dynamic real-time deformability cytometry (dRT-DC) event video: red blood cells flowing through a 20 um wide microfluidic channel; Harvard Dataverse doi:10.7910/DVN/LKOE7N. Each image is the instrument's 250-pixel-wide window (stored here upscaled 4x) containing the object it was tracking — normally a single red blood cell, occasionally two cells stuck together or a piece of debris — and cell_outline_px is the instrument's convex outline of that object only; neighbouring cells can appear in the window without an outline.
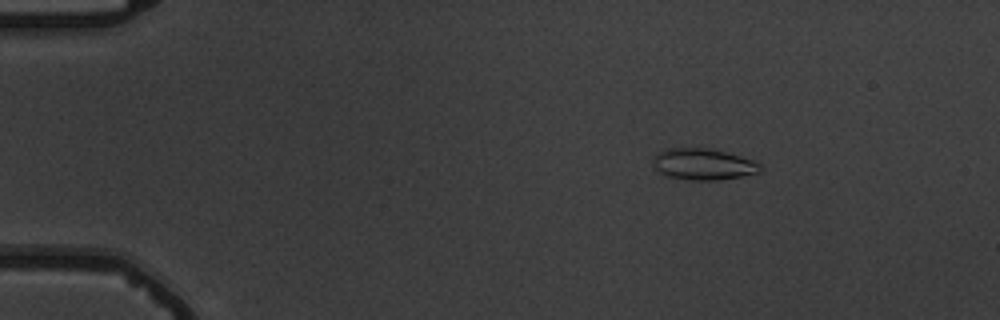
{"species": "common noctule bat (a hibernating species)", "species_latin": "Nyctalus noctula", "temperature_condition": "warm", "stored_images_in_passage": 5, "camera_frame_rate_fps": 3000, "um_per_image_px": 0.085, "animal": {"sex": "male", "body_mass_g": 19.5, "forearm_length_mm": 54.6}, "frame": {"image": 1, "passage_image": 3, "time_ms": 2.333, "image_size_px": [1000, 320], "cell_outline_px": [[764, 168], [760, 172], [744, 176], [716, 180], [692, 180], [664, 176], [656, 168], [652, 160], [656, 152], [664, 148], [708, 148], [728, 152], [756, 160]], "centroid_in_image_um": [59.8, 13.95], "position_along_channel_um": 25.2, "area_um2": 20.0}}
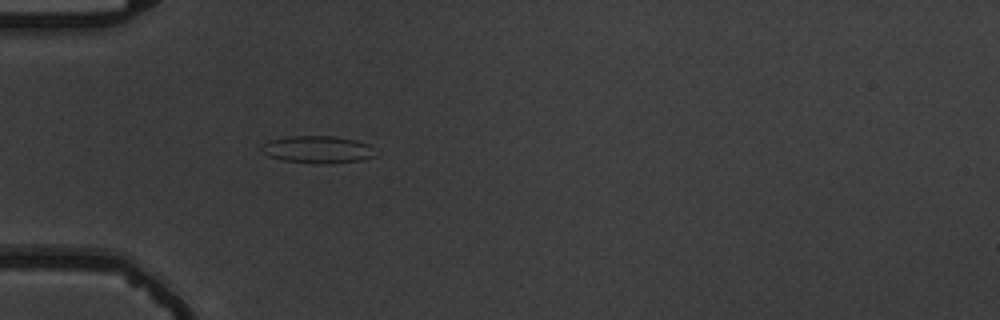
{"frame": {"image": 2, "passage_image": 5, "time_ms": 5.333, "image_size_px": [1000, 320], "cell_outline_px": [[376, 156], [364, 160], [324, 164], [320, 164], [280, 160], [268, 156], [260, 148], [260, 144], [268, 140], [288, 136], [332, 136], [356, 140], [368, 144]], "centroid_in_image_um": [26.95, 12.71], "position_along_channel_um": 58.1, "area_um2": 18.26}}